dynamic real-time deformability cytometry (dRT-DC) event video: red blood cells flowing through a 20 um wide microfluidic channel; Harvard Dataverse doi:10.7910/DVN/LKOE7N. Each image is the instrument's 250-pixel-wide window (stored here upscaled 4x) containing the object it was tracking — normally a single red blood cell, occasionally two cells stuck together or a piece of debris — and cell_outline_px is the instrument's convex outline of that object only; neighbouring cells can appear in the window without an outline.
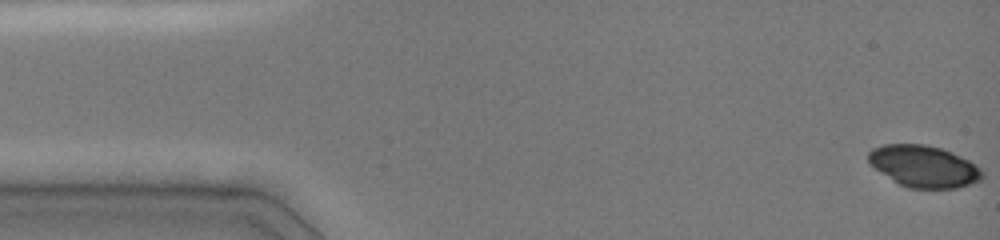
{"species": "common noctule bat (a hibernating species)", "species_latin": "Nyctalus noctula", "temperature_condition": "cold", "stored_images_in_passage": 48, "camera_frame_rate_fps": 3000, "um_per_image_px": 0.085, "animal": {"sex": "female", "body_mass_g": 19.0, "forearm_length_mm": 51.5}, "frame": {"image": 1, "passage_image": 1, "time_ms": 0.0, "image_size_px": [1000, 240], "cell_outline_px": [[984, 176], [980, 180], [956, 188], [908, 188], [892, 180], [876, 168], [868, 160], [868, 152], [872, 148], [884, 144], [924, 144], [940, 148], [952, 152], [968, 160], [980, 168], [984, 172]], "centroid_in_image_um": [78.53, 14.13], "position_along_channel_um": 6.5, "area_um2": 27.46}}
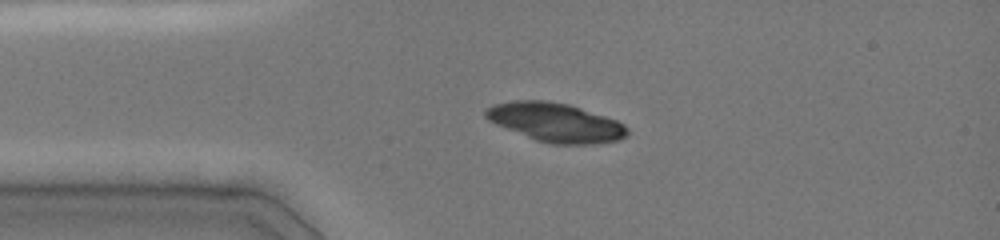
{"frame": {"image": 2, "passage_image": 11, "time_ms": 3.333, "image_size_px": [1000, 240], "cell_outline_px": [[628, 136], [620, 140], [592, 144], [552, 144], [536, 140], [496, 124], [488, 120], [484, 116], [484, 108], [492, 104], [512, 100], [544, 100], [568, 104], [616, 120], [624, 124], [628, 128]], "centroid_in_image_um": [47.2, 10.4], "position_along_channel_um": 37.8, "area_um2": 32.14}}